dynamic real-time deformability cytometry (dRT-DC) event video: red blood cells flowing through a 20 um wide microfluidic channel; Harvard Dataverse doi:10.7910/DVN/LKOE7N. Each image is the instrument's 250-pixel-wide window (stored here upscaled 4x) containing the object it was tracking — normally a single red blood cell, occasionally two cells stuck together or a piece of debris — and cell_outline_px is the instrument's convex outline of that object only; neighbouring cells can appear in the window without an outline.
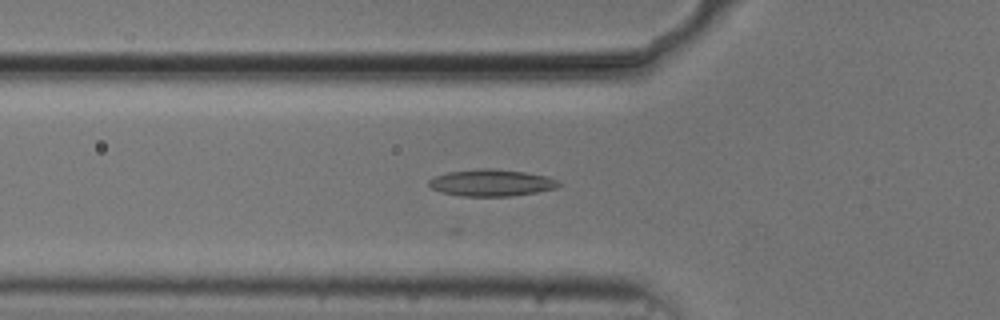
{"species": "common noctule bat (a hibernating species)", "species_latin": "Nyctalus noctula", "temperature_condition": "cold", "stored_images_in_passage": 30, "camera_frame_rate_fps": 3000, "um_per_image_px": 0.085, "animal": {"sex": "male", "body_mass_g": 20.5, "forearm_length_mm": 52.5}, "frame": {"image": 1, "passage_image": 12, "time_ms": 3.667, "image_size_px": [1000, 320], "cell_outline_px": [[560, 184], [556, 188], [536, 192], [512, 196], [460, 196], [440, 192], [432, 188], [428, 184], [428, 180], [436, 176], [448, 172], [480, 168], [492, 168], [524, 172], [544, 176], [556, 180]], "centroid_in_image_um": [41.72, 15.54], "position_along_channel_um": 84.1, "area_um2": 20.11}}
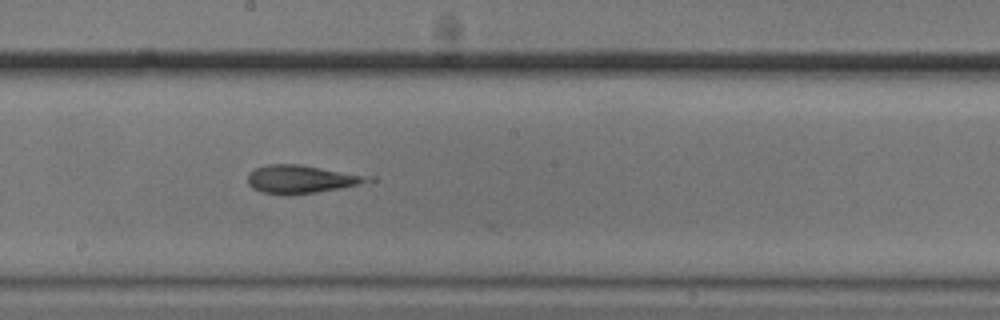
{"frame": {"image": 2, "passage_image": 23, "time_ms": 7.333, "image_size_px": [1000, 320], "cell_outline_px": [[376, 180], [340, 188], [316, 192], [288, 196], [284, 196], [260, 192], [252, 188], [248, 184], [248, 176], [256, 168], [268, 164], [300, 164], [376, 176]], "centroid_in_image_um": [25.66, 15.24], "position_along_channel_um": 222.5, "area_um2": 20.11}}
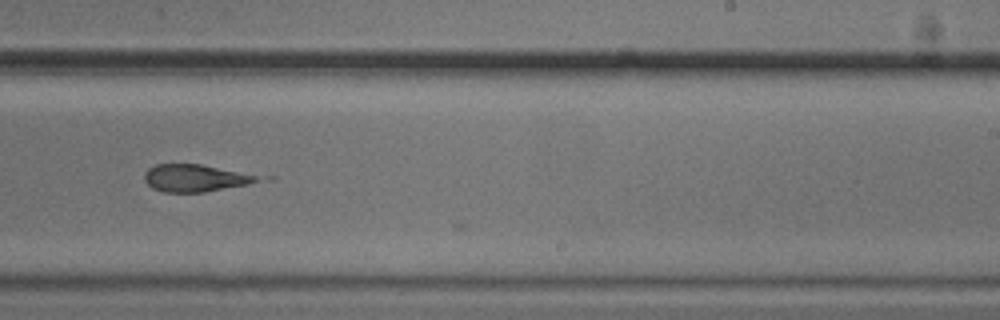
{"frame": {"image": 3, "passage_image": 27, "time_ms": 8.667, "image_size_px": [1000, 320], "cell_outline_px": [[256, 180], [248, 184], [204, 192], [164, 192], [152, 188], [144, 180], [144, 172], [148, 168], [156, 164], [200, 164], [256, 176]], "centroid_in_image_um": [16.43, 15.14], "position_along_channel_um": 272.6, "area_um2": 17.46}}